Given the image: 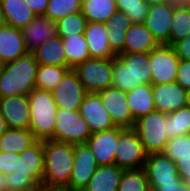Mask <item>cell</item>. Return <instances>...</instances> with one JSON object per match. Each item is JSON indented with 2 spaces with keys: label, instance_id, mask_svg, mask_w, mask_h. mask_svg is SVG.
<instances>
[{
  "label": "cell",
  "instance_id": "6da1fadb",
  "mask_svg": "<svg viewBox=\"0 0 190 191\" xmlns=\"http://www.w3.org/2000/svg\"><path fill=\"white\" fill-rule=\"evenodd\" d=\"M39 64L33 53L0 65V98L25 95L36 88V74Z\"/></svg>",
  "mask_w": 190,
  "mask_h": 191
},
{
  "label": "cell",
  "instance_id": "7a4b0ae2",
  "mask_svg": "<svg viewBox=\"0 0 190 191\" xmlns=\"http://www.w3.org/2000/svg\"><path fill=\"white\" fill-rule=\"evenodd\" d=\"M44 174L42 185L67 188L74 164V145L53 140L43 141Z\"/></svg>",
  "mask_w": 190,
  "mask_h": 191
},
{
  "label": "cell",
  "instance_id": "3957f363",
  "mask_svg": "<svg viewBox=\"0 0 190 191\" xmlns=\"http://www.w3.org/2000/svg\"><path fill=\"white\" fill-rule=\"evenodd\" d=\"M149 52L120 53L113 60L111 86L124 92L137 88L140 84H151Z\"/></svg>",
  "mask_w": 190,
  "mask_h": 191
},
{
  "label": "cell",
  "instance_id": "277c9868",
  "mask_svg": "<svg viewBox=\"0 0 190 191\" xmlns=\"http://www.w3.org/2000/svg\"><path fill=\"white\" fill-rule=\"evenodd\" d=\"M30 105L29 129L37 140L54 136L57 105L51 92L34 88L28 95Z\"/></svg>",
  "mask_w": 190,
  "mask_h": 191
},
{
  "label": "cell",
  "instance_id": "5b68a950",
  "mask_svg": "<svg viewBox=\"0 0 190 191\" xmlns=\"http://www.w3.org/2000/svg\"><path fill=\"white\" fill-rule=\"evenodd\" d=\"M166 117V113L154 110L136 120L134 129L147 154L162 152L168 142Z\"/></svg>",
  "mask_w": 190,
  "mask_h": 191
},
{
  "label": "cell",
  "instance_id": "8992f818",
  "mask_svg": "<svg viewBox=\"0 0 190 191\" xmlns=\"http://www.w3.org/2000/svg\"><path fill=\"white\" fill-rule=\"evenodd\" d=\"M114 58H90L73 69L87 93L111 87Z\"/></svg>",
  "mask_w": 190,
  "mask_h": 191
},
{
  "label": "cell",
  "instance_id": "52a82bcc",
  "mask_svg": "<svg viewBox=\"0 0 190 191\" xmlns=\"http://www.w3.org/2000/svg\"><path fill=\"white\" fill-rule=\"evenodd\" d=\"M91 135L92 132L79 111L57 108L54 136L50 140L77 145L86 143Z\"/></svg>",
  "mask_w": 190,
  "mask_h": 191
},
{
  "label": "cell",
  "instance_id": "ba28073f",
  "mask_svg": "<svg viewBox=\"0 0 190 191\" xmlns=\"http://www.w3.org/2000/svg\"><path fill=\"white\" fill-rule=\"evenodd\" d=\"M115 151V164L124 170L143 168L148 155L134 128L119 127Z\"/></svg>",
  "mask_w": 190,
  "mask_h": 191
},
{
  "label": "cell",
  "instance_id": "9c48e42d",
  "mask_svg": "<svg viewBox=\"0 0 190 191\" xmlns=\"http://www.w3.org/2000/svg\"><path fill=\"white\" fill-rule=\"evenodd\" d=\"M179 58L170 45H158L149 52V67L152 73L151 84L159 85L176 82Z\"/></svg>",
  "mask_w": 190,
  "mask_h": 191
},
{
  "label": "cell",
  "instance_id": "30bf717a",
  "mask_svg": "<svg viewBox=\"0 0 190 191\" xmlns=\"http://www.w3.org/2000/svg\"><path fill=\"white\" fill-rule=\"evenodd\" d=\"M51 94L57 107L69 111H79L87 92L81 84L78 74L70 69L51 91Z\"/></svg>",
  "mask_w": 190,
  "mask_h": 191
},
{
  "label": "cell",
  "instance_id": "8fae6325",
  "mask_svg": "<svg viewBox=\"0 0 190 191\" xmlns=\"http://www.w3.org/2000/svg\"><path fill=\"white\" fill-rule=\"evenodd\" d=\"M98 166L94 154L86 143L74 145V164L69 190L83 191Z\"/></svg>",
  "mask_w": 190,
  "mask_h": 191
},
{
  "label": "cell",
  "instance_id": "7c38bea8",
  "mask_svg": "<svg viewBox=\"0 0 190 191\" xmlns=\"http://www.w3.org/2000/svg\"><path fill=\"white\" fill-rule=\"evenodd\" d=\"M97 94L116 127L134 128L136 121L129 110L126 92L111 86Z\"/></svg>",
  "mask_w": 190,
  "mask_h": 191
},
{
  "label": "cell",
  "instance_id": "4fadbf2b",
  "mask_svg": "<svg viewBox=\"0 0 190 191\" xmlns=\"http://www.w3.org/2000/svg\"><path fill=\"white\" fill-rule=\"evenodd\" d=\"M174 9V1L149 6L144 24L159 45H170L171 21Z\"/></svg>",
  "mask_w": 190,
  "mask_h": 191
},
{
  "label": "cell",
  "instance_id": "5bb4252c",
  "mask_svg": "<svg viewBox=\"0 0 190 191\" xmlns=\"http://www.w3.org/2000/svg\"><path fill=\"white\" fill-rule=\"evenodd\" d=\"M79 114L92 133L116 127L97 93H87L79 107Z\"/></svg>",
  "mask_w": 190,
  "mask_h": 191
},
{
  "label": "cell",
  "instance_id": "9a60e30c",
  "mask_svg": "<svg viewBox=\"0 0 190 191\" xmlns=\"http://www.w3.org/2000/svg\"><path fill=\"white\" fill-rule=\"evenodd\" d=\"M143 169L149 184L175 183L181 179L176 163L162 152L148 154Z\"/></svg>",
  "mask_w": 190,
  "mask_h": 191
},
{
  "label": "cell",
  "instance_id": "2e32d148",
  "mask_svg": "<svg viewBox=\"0 0 190 191\" xmlns=\"http://www.w3.org/2000/svg\"><path fill=\"white\" fill-rule=\"evenodd\" d=\"M0 112L8 128L29 129L30 105L28 96L18 95L0 98Z\"/></svg>",
  "mask_w": 190,
  "mask_h": 191
},
{
  "label": "cell",
  "instance_id": "e0dca14e",
  "mask_svg": "<svg viewBox=\"0 0 190 191\" xmlns=\"http://www.w3.org/2000/svg\"><path fill=\"white\" fill-rule=\"evenodd\" d=\"M118 136L119 127H114L108 130L94 132L86 141L99 166L115 164V150Z\"/></svg>",
  "mask_w": 190,
  "mask_h": 191
},
{
  "label": "cell",
  "instance_id": "ac0fdd59",
  "mask_svg": "<svg viewBox=\"0 0 190 191\" xmlns=\"http://www.w3.org/2000/svg\"><path fill=\"white\" fill-rule=\"evenodd\" d=\"M155 110L169 114L186 106V90L177 82L152 85Z\"/></svg>",
  "mask_w": 190,
  "mask_h": 191
},
{
  "label": "cell",
  "instance_id": "d6986e66",
  "mask_svg": "<svg viewBox=\"0 0 190 191\" xmlns=\"http://www.w3.org/2000/svg\"><path fill=\"white\" fill-rule=\"evenodd\" d=\"M15 174H28L38 185H42L44 174L43 140H37L19 154Z\"/></svg>",
  "mask_w": 190,
  "mask_h": 191
},
{
  "label": "cell",
  "instance_id": "ffe728a7",
  "mask_svg": "<svg viewBox=\"0 0 190 191\" xmlns=\"http://www.w3.org/2000/svg\"><path fill=\"white\" fill-rule=\"evenodd\" d=\"M21 31L25 46L28 52L31 53L48 39L58 35L56 22H53L44 15L36 16Z\"/></svg>",
  "mask_w": 190,
  "mask_h": 191
},
{
  "label": "cell",
  "instance_id": "44dd1931",
  "mask_svg": "<svg viewBox=\"0 0 190 191\" xmlns=\"http://www.w3.org/2000/svg\"><path fill=\"white\" fill-rule=\"evenodd\" d=\"M27 53L21 29L4 23L0 27V65L12 62Z\"/></svg>",
  "mask_w": 190,
  "mask_h": 191
},
{
  "label": "cell",
  "instance_id": "7402d4cb",
  "mask_svg": "<svg viewBox=\"0 0 190 191\" xmlns=\"http://www.w3.org/2000/svg\"><path fill=\"white\" fill-rule=\"evenodd\" d=\"M84 37L91 58H111L117 56L110 48L106 24L87 22Z\"/></svg>",
  "mask_w": 190,
  "mask_h": 191
},
{
  "label": "cell",
  "instance_id": "603a6c76",
  "mask_svg": "<svg viewBox=\"0 0 190 191\" xmlns=\"http://www.w3.org/2000/svg\"><path fill=\"white\" fill-rule=\"evenodd\" d=\"M159 44L144 23H133L126 30L124 50L121 53L150 52Z\"/></svg>",
  "mask_w": 190,
  "mask_h": 191
},
{
  "label": "cell",
  "instance_id": "cb8c5ba5",
  "mask_svg": "<svg viewBox=\"0 0 190 191\" xmlns=\"http://www.w3.org/2000/svg\"><path fill=\"white\" fill-rule=\"evenodd\" d=\"M123 172L116 164L98 166L83 191H118Z\"/></svg>",
  "mask_w": 190,
  "mask_h": 191
},
{
  "label": "cell",
  "instance_id": "d4e9b609",
  "mask_svg": "<svg viewBox=\"0 0 190 191\" xmlns=\"http://www.w3.org/2000/svg\"><path fill=\"white\" fill-rule=\"evenodd\" d=\"M126 97L135 121L155 110L152 84H140L137 88L126 92Z\"/></svg>",
  "mask_w": 190,
  "mask_h": 191
},
{
  "label": "cell",
  "instance_id": "484cf974",
  "mask_svg": "<svg viewBox=\"0 0 190 191\" xmlns=\"http://www.w3.org/2000/svg\"><path fill=\"white\" fill-rule=\"evenodd\" d=\"M4 22L23 29L37 15L24 0H0Z\"/></svg>",
  "mask_w": 190,
  "mask_h": 191
},
{
  "label": "cell",
  "instance_id": "4316f807",
  "mask_svg": "<svg viewBox=\"0 0 190 191\" xmlns=\"http://www.w3.org/2000/svg\"><path fill=\"white\" fill-rule=\"evenodd\" d=\"M32 53L39 65H55L70 68L66 61L62 38L58 35L48 39Z\"/></svg>",
  "mask_w": 190,
  "mask_h": 191
},
{
  "label": "cell",
  "instance_id": "83f0119b",
  "mask_svg": "<svg viewBox=\"0 0 190 191\" xmlns=\"http://www.w3.org/2000/svg\"><path fill=\"white\" fill-rule=\"evenodd\" d=\"M105 24L110 48L118 55L124 50L126 30L133 23L123 11L118 10Z\"/></svg>",
  "mask_w": 190,
  "mask_h": 191
},
{
  "label": "cell",
  "instance_id": "f1b7e54d",
  "mask_svg": "<svg viewBox=\"0 0 190 191\" xmlns=\"http://www.w3.org/2000/svg\"><path fill=\"white\" fill-rule=\"evenodd\" d=\"M37 139L30 129H10L0 137V151L20 154L33 145Z\"/></svg>",
  "mask_w": 190,
  "mask_h": 191
},
{
  "label": "cell",
  "instance_id": "f546056e",
  "mask_svg": "<svg viewBox=\"0 0 190 191\" xmlns=\"http://www.w3.org/2000/svg\"><path fill=\"white\" fill-rule=\"evenodd\" d=\"M117 11L115 0H82L81 13L87 22L105 24Z\"/></svg>",
  "mask_w": 190,
  "mask_h": 191
},
{
  "label": "cell",
  "instance_id": "4dcf8cb0",
  "mask_svg": "<svg viewBox=\"0 0 190 191\" xmlns=\"http://www.w3.org/2000/svg\"><path fill=\"white\" fill-rule=\"evenodd\" d=\"M62 41L66 61L71 69L91 58L84 34L65 36Z\"/></svg>",
  "mask_w": 190,
  "mask_h": 191
},
{
  "label": "cell",
  "instance_id": "1f68e13d",
  "mask_svg": "<svg viewBox=\"0 0 190 191\" xmlns=\"http://www.w3.org/2000/svg\"><path fill=\"white\" fill-rule=\"evenodd\" d=\"M190 35V5L175 2L171 21L170 46Z\"/></svg>",
  "mask_w": 190,
  "mask_h": 191
},
{
  "label": "cell",
  "instance_id": "d6a6232c",
  "mask_svg": "<svg viewBox=\"0 0 190 191\" xmlns=\"http://www.w3.org/2000/svg\"><path fill=\"white\" fill-rule=\"evenodd\" d=\"M71 68L55 65H39L37 68L35 87L51 92Z\"/></svg>",
  "mask_w": 190,
  "mask_h": 191
},
{
  "label": "cell",
  "instance_id": "836d02e7",
  "mask_svg": "<svg viewBox=\"0 0 190 191\" xmlns=\"http://www.w3.org/2000/svg\"><path fill=\"white\" fill-rule=\"evenodd\" d=\"M165 126L169 139L190 133V108L183 107L167 114Z\"/></svg>",
  "mask_w": 190,
  "mask_h": 191
},
{
  "label": "cell",
  "instance_id": "e575fe53",
  "mask_svg": "<svg viewBox=\"0 0 190 191\" xmlns=\"http://www.w3.org/2000/svg\"><path fill=\"white\" fill-rule=\"evenodd\" d=\"M118 191H151L143 168L124 170Z\"/></svg>",
  "mask_w": 190,
  "mask_h": 191
},
{
  "label": "cell",
  "instance_id": "d590c367",
  "mask_svg": "<svg viewBox=\"0 0 190 191\" xmlns=\"http://www.w3.org/2000/svg\"><path fill=\"white\" fill-rule=\"evenodd\" d=\"M81 5L82 0H49L44 16L56 22L70 14L81 12Z\"/></svg>",
  "mask_w": 190,
  "mask_h": 191
},
{
  "label": "cell",
  "instance_id": "8d00e7d4",
  "mask_svg": "<svg viewBox=\"0 0 190 191\" xmlns=\"http://www.w3.org/2000/svg\"><path fill=\"white\" fill-rule=\"evenodd\" d=\"M87 20L81 12L70 14L56 21L58 36H73L84 34Z\"/></svg>",
  "mask_w": 190,
  "mask_h": 191
},
{
  "label": "cell",
  "instance_id": "74e56055",
  "mask_svg": "<svg viewBox=\"0 0 190 191\" xmlns=\"http://www.w3.org/2000/svg\"><path fill=\"white\" fill-rule=\"evenodd\" d=\"M162 153L175 163L182 159H190V139L188 135L171 138L166 143Z\"/></svg>",
  "mask_w": 190,
  "mask_h": 191
},
{
  "label": "cell",
  "instance_id": "f35d334b",
  "mask_svg": "<svg viewBox=\"0 0 190 191\" xmlns=\"http://www.w3.org/2000/svg\"><path fill=\"white\" fill-rule=\"evenodd\" d=\"M119 11H123L132 23H144L149 6L143 0H115Z\"/></svg>",
  "mask_w": 190,
  "mask_h": 191
},
{
  "label": "cell",
  "instance_id": "ab89813d",
  "mask_svg": "<svg viewBox=\"0 0 190 191\" xmlns=\"http://www.w3.org/2000/svg\"><path fill=\"white\" fill-rule=\"evenodd\" d=\"M4 188L11 190L36 191L39 185L28 174L4 175Z\"/></svg>",
  "mask_w": 190,
  "mask_h": 191
},
{
  "label": "cell",
  "instance_id": "60d3db41",
  "mask_svg": "<svg viewBox=\"0 0 190 191\" xmlns=\"http://www.w3.org/2000/svg\"><path fill=\"white\" fill-rule=\"evenodd\" d=\"M18 153L0 151V173L8 175L16 171Z\"/></svg>",
  "mask_w": 190,
  "mask_h": 191
},
{
  "label": "cell",
  "instance_id": "b9f144b4",
  "mask_svg": "<svg viewBox=\"0 0 190 191\" xmlns=\"http://www.w3.org/2000/svg\"><path fill=\"white\" fill-rule=\"evenodd\" d=\"M176 82L186 91L190 89V61L179 60Z\"/></svg>",
  "mask_w": 190,
  "mask_h": 191
},
{
  "label": "cell",
  "instance_id": "7bdbcfd3",
  "mask_svg": "<svg viewBox=\"0 0 190 191\" xmlns=\"http://www.w3.org/2000/svg\"><path fill=\"white\" fill-rule=\"evenodd\" d=\"M172 47L180 60L190 61V35L176 41Z\"/></svg>",
  "mask_w": 190,
  "mask_h": 191
},
{
  "label": "cell",
  "instance_id": "ee69618b",
  "mask_svg": "<svg viewBox=\"0 0 190 191\" xmlns=\"http://www.w3.org/2000/svg\"><path fill=\"white\" fill-rule=\"evenodd\" d=\"M151 191H190L183 179L168 184H149Z\"/></svg>",
  "mask_w": 190,
  "mask_h": 191
},
{
  "label": "cell",
  "instance_id": "f6af8a7d",
  "mask_svg": "<svg viewBox=\"0 0 190 191\" xmlns=\"http://www.w3.org/2000/svg\"><path fill=\"white\" fill-rule=\"evenodd\" d=\"M178 168L179 176L185 181V184L190 188V159L188 160H178L176 162Z\"/></svg>",
  "mask_w": 190,
  "mask_h": 191
},
{
  "label": "cell",
  "instance_id": "bcb514c9",
  "mask_svg": "<svg viewBox=\"0 0 190 191\" xmlns=\"http://www.w3.org/2000/svg\"><path fill=\"white\" fill-rule=\"evenodd\" d=\"M37 16L45 15L49 0H24Z\"/></svg>",
  "mask_w": 190,
  "mask_h": 191
},
{
  "label": "cell",
  "instance_id": "7dc6e473",
  "mask_svg": "<svg viewBox=\"0 0 190 191\" xmlns=\"http://www.w3.org/2000/svg\"><path fill=\"white\" fill-rule=\"evenodd\" d=\"M36 191H70L67 188H58V187H48L44 185H39Z\"/></svg>",
  "mask_w": 190,
  "mask_h": 191
},
{
  "label": "cell",
  "instance_id": "c3c4849f",
  "mask_svg": "<svg viewBox=\"0 0 190 191\" xmlns=\"http://www.w3.org/2000/svg\"><path fill=\"white\" fill-rule=\"evenodd\" d=\"M7 129H8L7 123L0 112V137L5 133Z\"/></svg>",
  "mask_w": 190,
  "mask_h": 191
},
{
  "label": "cell",
  "instance_id": "681fc988",
  "mask_svg": "<svg viewBox=\"0 0 190 191\" xmlns=\"http://www.w3.org/2000/svg\"><path fill=\"white\" fill-rule=\"evenodd\" d=\"M147 3L148 6L163 4L166 2H172V0H143Z\"/></svg>",
  "mask_w": 190,
  "mask_h": 191
},
{
  "label": "cell",
  "instance_id": "f907efd6",
  "mask_svg": "<svg viewBox=\"0 0 190 191\" xmlns=\"http://www.w3.org/2000/svg\"><path fill=\"white\" fill-rule=\"evenodd\" d=\"M186 107L190 108V89L186 92Z\"/></svg>",
  "mask_w": 190,
  "mask_h": 191
},
{
  "label": "cell",
  "instance_id": "816d5d0a",
  "mask_svg": "<svg viewBox=\"0 0 190 191\" xmlns=\"http://www.w3.org/2000/svg\"><path fill=\"white\" fill-rule=\"evenodd\" d=\"M4 175L0 173V191H2L4 189Z\"/></svg>",
  "mask_w": 190,
  "mask_h": 191
},
{
  "label": "cell",
  "instance_id": "f5cc1de1",
  "mask_svg": "<svg viewBox=\"0 0 190 191\" xmlns=\"http://www.w3.org/2000/svg\"><path fill=\"white\" fill-rule=\"evenodd\" d=\"M4 18H3V14H2V8H1V4H0V27L4 24Z\"/></svg>",
  "mask_w": 190,
  "mask_h": 191
},
{
  "label": "cell",
  "instance_id": "db71d44e",
  "mask_svg": "<svg viewBox=\"0 0 190 191\" xmlns=\"http://www.w3.org/2000/svg\"><path fill=\"white\" fill-rule=\"evenodd\" d=\"M172 1L190 5V0H172Z\"/></svg>",
  "mask_w": 190,
  "mask_h": 191
},
{
  "label": "cell",
  "instance_id": "11a10c76",
  "mask_svg": "<svg viewBox=\"0 0 190 191\" xmlns=\"http://www.w3.org/2000/svg\"><path fill=\"white\" fill-rule=\"evenodd\" d=\"M2 191H23V190H11V189L4 188Z\"/></svg>",
  "mask_w": 190,
  "mask_h": 191
}]
</instances>
